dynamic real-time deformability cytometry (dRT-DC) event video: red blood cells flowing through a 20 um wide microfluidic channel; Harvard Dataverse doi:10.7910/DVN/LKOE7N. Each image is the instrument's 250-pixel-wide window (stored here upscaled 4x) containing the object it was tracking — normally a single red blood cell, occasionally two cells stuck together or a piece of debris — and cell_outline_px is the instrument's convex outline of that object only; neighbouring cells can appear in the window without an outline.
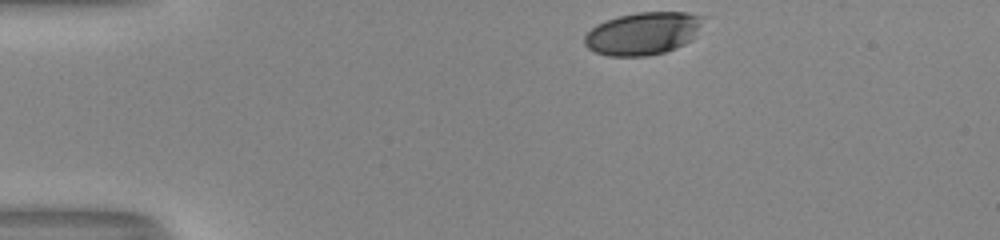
{"species": "human", "species_latin": "Homo sapiens", "temperature_condition": "room temperature", "stored_images_in_passage": 34, "camera_frame_rate_fps": 3000, "um_per_image_px": 0.085, "donor": {"sex": "male"}, "frame": {"image": 1, "passage_image": 1, "time_ms": 0.0, "image_size_px": [1000, 240], "cell_outline_px": [[704, 16], [692, 40], [676, 48], [664, 52], [648, 56], [608, 56], [596, 52], [588, 48], [584, 44], [584, 36], [592, 28], [608, 20], [620, 16], [640, 12], [684, 12]], "centroid_in_image_um": [54.65, 2.86], "position_along_channel_um": 30.4, "area_um2": 29.13}}
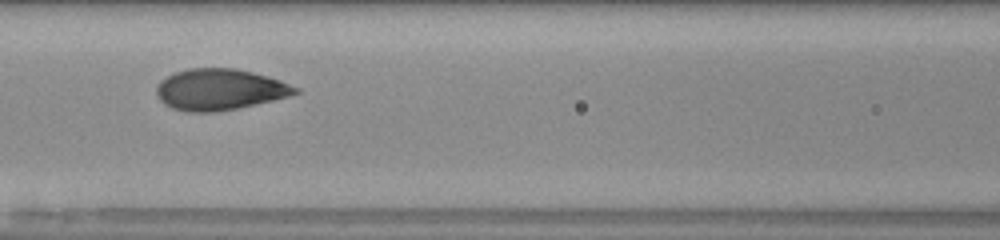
{"frame": {"image": 2, "passage_image": 15, "time_ms": 4.667, "image_size_px": [1000, 240], "cell_outline_px": [[300, 92], [288, 96], [272, 100], [236, 108], [212, 112], [188, 112], [172, 108], [164, 104], [160, 100], [156, 92], [156, 88], [160, 80], [176, 72], [188, 68], [236, 68], [252, 72], [280, 80], [300, 88]], "centroid_in_image_um": [18.66, 7.6], "position_along_channel_um": 147.9, "area_um2": 33.12}}
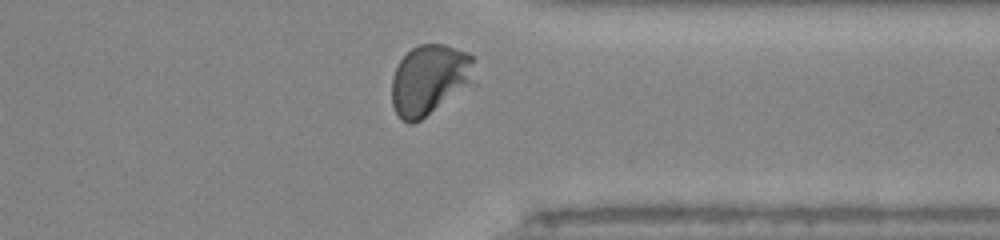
{"frame": {"image": 3, "passage_image": 32, "time_ms": 10.333, "image_size_px": [1000, 240], "cell_outline_px": [[472, 60], [468, 80], [420, 120], [412, 124], [408, 124], [400, 120], [392, 104], [392, 76], [400, 60], [412, 48], [420, 44], [444, 44], [468, 52], [472, 56]], "centroid_in_image_um": [36.35, 6.73], "position_along_channel_um": 375.0, "area_um2": 32.08}, "authors_computed_cell_mechanics": {"area_um2": 32.8593, "velocity_mm_per_s": 4.05, "shape_relaxation_time_tau1_ms": 2.8006, "shape_relaxation_time_tau2_ms": null, "deformation_change_tau1": 0.1603, "deformation_change_tau2": null}}